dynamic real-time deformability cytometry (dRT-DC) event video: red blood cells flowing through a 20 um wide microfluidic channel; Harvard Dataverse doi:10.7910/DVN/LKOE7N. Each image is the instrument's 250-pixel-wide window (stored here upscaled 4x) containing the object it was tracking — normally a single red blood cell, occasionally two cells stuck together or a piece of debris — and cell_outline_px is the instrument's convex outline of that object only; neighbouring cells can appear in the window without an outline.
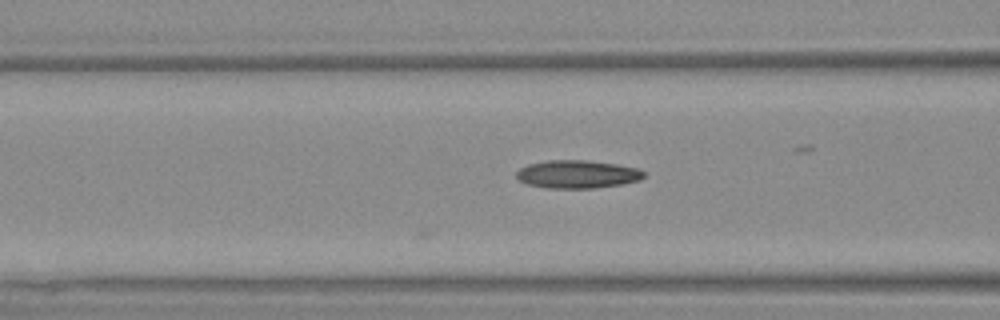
{"species": "Egyptian fruit bat (a non-hibernating species)", "species_latin": "Rousettus aegyptiacus", "temperature_condition": "warm", "stored_images_in_passage": 7, "camera_frame_rate_fps": 3000, "um_per_image_px": 0.085, "animal": {"sex": "female"}, "frame": {"image": 1, "passage_image": 7, "time_ms": 2.0, "image_size_px": [1000, 320], "cell_outline_px": [[644, 176], [640, 180], [620, 184], [592, 188], [548, 188], [528, 184], [520, 180], [516, 176], [516, 172], [520, 168], [528, 164], [548, 160], [588, 160], [616, 164], [636, 168], [644, 172]], "centroid_in_image_um": [49.05, 14.8], "position_along_channel_um": 117.5, "area_um2": 20.63}}